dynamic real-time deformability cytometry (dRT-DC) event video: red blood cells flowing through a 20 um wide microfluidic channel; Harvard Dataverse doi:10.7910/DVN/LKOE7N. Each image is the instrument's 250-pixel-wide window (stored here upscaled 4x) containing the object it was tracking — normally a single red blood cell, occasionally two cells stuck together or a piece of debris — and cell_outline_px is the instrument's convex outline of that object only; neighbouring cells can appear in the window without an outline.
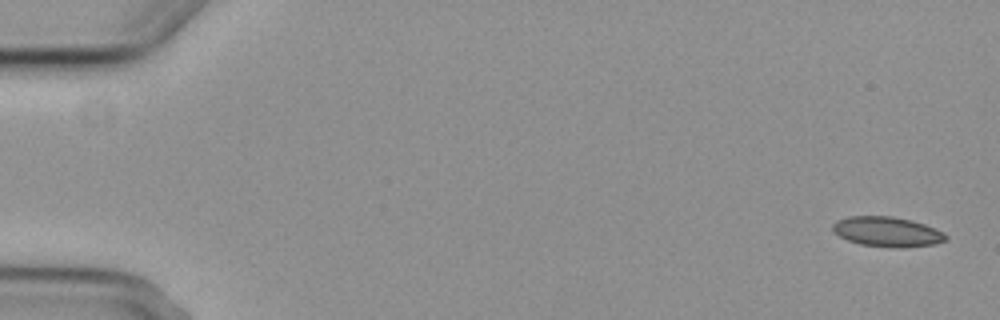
{"species": "common noctule bat (a hibernating species)", "species_latin": "Nyctalus noctula", "temperature_condition": "cold", "stored_images_in_passage": 6, "camera_frame_rate_fps": 3000, "um_per_image_px": 0.085, "animal": {"sex": "female", "body_mass_g": 29.2, "forearm_length_mm": 56.3}, "frame": {"image": 1, "passage_image": 1, "time_ms": 0.0, "image_size_px": [1000, 320], "cell_outline_px": [[948, 240], [932, 244], [904, 248], [896, 248], [860, 244], [848, 240], [832, 232], [832, 224], [836, 220], [848, 216], [892, 216], [924, 224], [944, 232], [948, 236]], "centroid_in_image_um": [75.39, 19.7], "position_along_channel_um": 9.6, "area_um2": 19.77}}
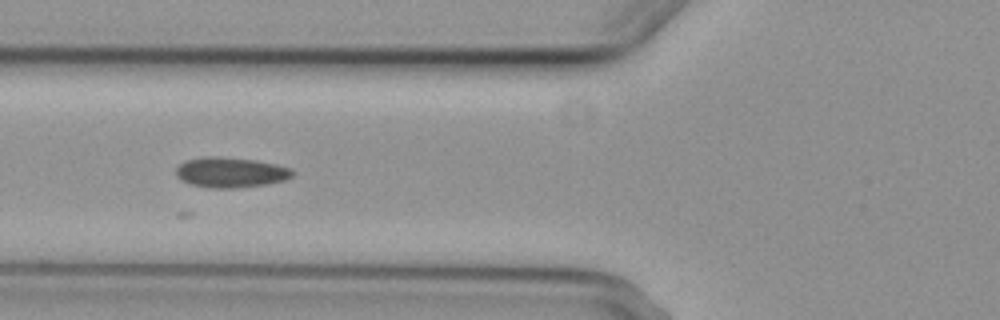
{"frame": {"image": 2, "passage_image": 6, "time_ms": 6.667, "image_size_px": [1000, 320], "cell_outline_px": [[296, 172], [292, 176], [284, 180], [264, 184], [236, 188], [208, 188], [192, 184], [180, 180], [176, 176], [176, 168], [184, 160], [204, 156], [216, 156], [256, 160], [276, 164], [292, 168]], "centroid_in_image_um": [19.59, 14.64], "position_along_channel_um": 106.2, "area_um2": 20.69}}